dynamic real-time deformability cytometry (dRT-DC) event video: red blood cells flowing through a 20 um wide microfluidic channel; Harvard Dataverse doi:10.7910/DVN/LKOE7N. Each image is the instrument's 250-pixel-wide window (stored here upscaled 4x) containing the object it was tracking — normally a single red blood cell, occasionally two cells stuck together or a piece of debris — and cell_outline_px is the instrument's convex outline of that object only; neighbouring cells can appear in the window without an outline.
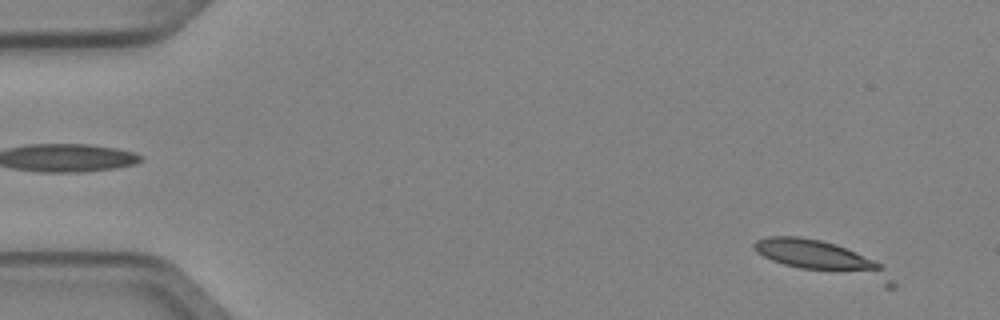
{"species": "Egyptian fruit bat (a non-hibernating species)", "species_latin": "Rousettus aegyptiacus", "temperature_condition": "cold", "stored_images_in_passage": 5, "segment_of_instrument_passage": [2, 2], "camera_frame_rate_fps": 3000, "um_per_image_px": 0.085, "animal": {"sex": "female"}, "frame": {"image": 1, "passage_image": 5, "time_ms": 1.333, "image_size_px": [1000, 320], "cell_outline_px": [[896, 288], [884, 288], [800, 268], [784, 264], [772, 260], [756, 252], [752, 248], [752, 244], [756, 240], [768, 236], [800, 236], [820, 240], [836, 244], [872, 260], [880, 264], [896, 284]], "centroid_in_image_um": [69.99, 22.03], "position_along_channel_um": 15.0, "area_um2": 27.05}}